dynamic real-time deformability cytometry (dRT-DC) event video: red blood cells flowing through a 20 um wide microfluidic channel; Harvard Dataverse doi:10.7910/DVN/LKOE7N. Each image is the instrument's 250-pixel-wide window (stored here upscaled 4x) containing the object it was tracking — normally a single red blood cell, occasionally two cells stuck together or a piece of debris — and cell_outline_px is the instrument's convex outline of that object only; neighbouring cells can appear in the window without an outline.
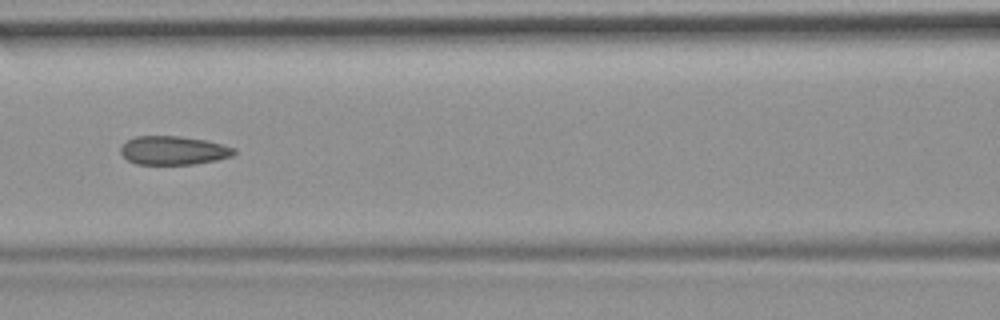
{"species": "common noctule bat (a hibernating species)", "species_latin": "Nyctalus noctula", "temperature_condition": "room temperature", "stored_images_in_passage": 54, "camera_frame_rate_fps": 3000, "um_per_image_px": 0.085, "animal": {"sex": "female", "body_mass_g": 19.9}, "frame": {"image": 1, "passage_image": 24, "time_ms": 7.667, "image_size_px": [1000, 320], "cell_outline_px": [[236, 152], [232, 156], [216, 160], [192, 164], [136, 164], [128, 160], [120, 152], [120, 148], [128, 140], [136, 136], [180, 136], [204, 140], [236, 148]], "centroid_in_image_um": [14.74, 12.79], "position_along_channel_um": 151.9, "area_um2": 18.79}, "authors_computed_cell_mechanics": {"area_um2": 19.8832, "velocity_mm_per_s": 3.7272, "shape_relaxation_time_tau1_ms": null, "shape_relaxation_time_tau2_ms": 1.7967, "deformation_change_tau1": null, "deformation_change_tau2": 0.0875}}